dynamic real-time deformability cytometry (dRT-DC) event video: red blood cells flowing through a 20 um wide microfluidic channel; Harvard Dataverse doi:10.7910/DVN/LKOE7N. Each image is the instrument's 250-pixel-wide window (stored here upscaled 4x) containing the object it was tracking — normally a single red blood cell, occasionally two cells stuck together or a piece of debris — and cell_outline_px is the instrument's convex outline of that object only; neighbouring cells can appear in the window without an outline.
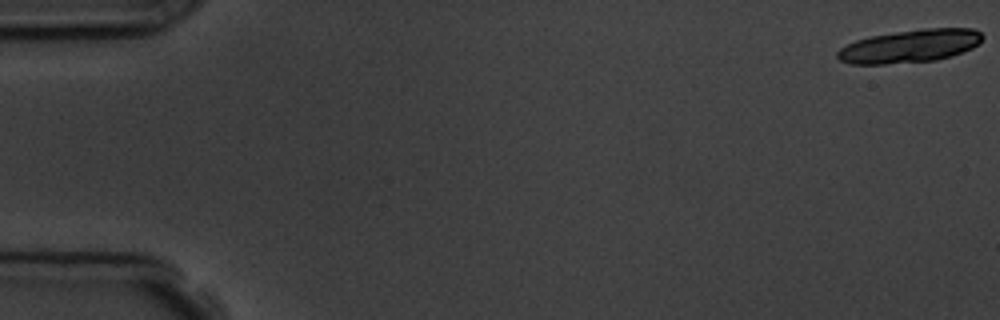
{"species": "common noctule bat (a hibernating species)", "species_latin": "Nyctalus noctula", "temperature_condition": "room temperature", "stored_images_in_passage": 6, "camera_frame_rate_fps": 3000, "um_per_image_px": 0.085, "animal": {"sex": "male", "body_mass_g": 19.5, "forearm_length_mm": 54.6}, "frame": {"image": 1, "passage_image": 1, "time_ms": 0.0, "image_size_px": [1000, 320], "cell_outline_px": [[984, 36], [972, 48], [952, 56], [936, 60], [884, 64], [852, 64], [840, 60], [836, 56], [836, 52], [840, 48], [856, 40], [872, 36], [920, 28], [972, 28], [980, 32]], "centroid_in_image_um": [77.34, 3.92], "position_along_channel_um": 7.7, "area_um2": 27.74}}